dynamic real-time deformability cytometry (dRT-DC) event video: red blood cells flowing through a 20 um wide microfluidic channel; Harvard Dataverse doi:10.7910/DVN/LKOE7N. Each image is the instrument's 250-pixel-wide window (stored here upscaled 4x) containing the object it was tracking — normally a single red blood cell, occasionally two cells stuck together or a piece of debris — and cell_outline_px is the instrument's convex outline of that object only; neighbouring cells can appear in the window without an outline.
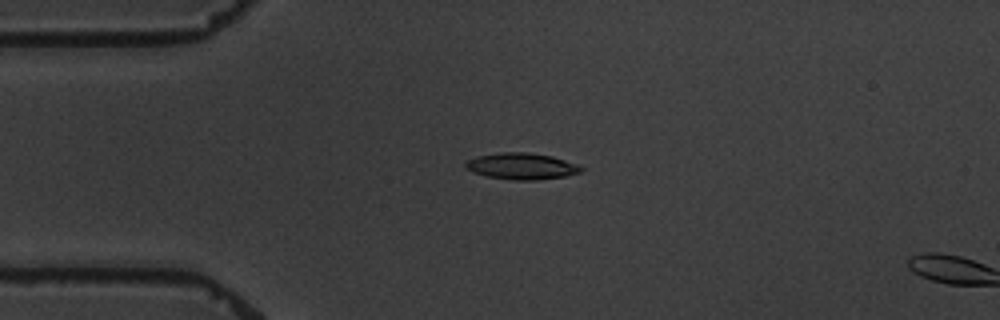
{"species": "common noctule bat (a hibernating species)", "species_latin": "Nyctalus noctula", "temperature_condition": "warm", "stored_images_in_passage": 4, "camera_frame_rate_fps": 3000, "um_per_image_px": 0.085, "animal": {"sex": "male", "body_mass_g": 19.5, "forearm_length_mm": 54.6}, "frame": {"image": 1, "passage_image": 3, "time_ms": 4.0, "image_size_px": [1000, 320], "cell_outline_px": [[584, 168], [580, 172], [564, 176], [536, 180], [512, 180], [488, 176], [472, 172], [464, 168], [464, 164], [468, 160], [476, 156], [500, 152], [528, 152], [552, 156], [576, 164]], "centroid_in_image_um": [44.29, 14.12], "position_along_channel_um": 40.7, "area_um2": 17.74}}